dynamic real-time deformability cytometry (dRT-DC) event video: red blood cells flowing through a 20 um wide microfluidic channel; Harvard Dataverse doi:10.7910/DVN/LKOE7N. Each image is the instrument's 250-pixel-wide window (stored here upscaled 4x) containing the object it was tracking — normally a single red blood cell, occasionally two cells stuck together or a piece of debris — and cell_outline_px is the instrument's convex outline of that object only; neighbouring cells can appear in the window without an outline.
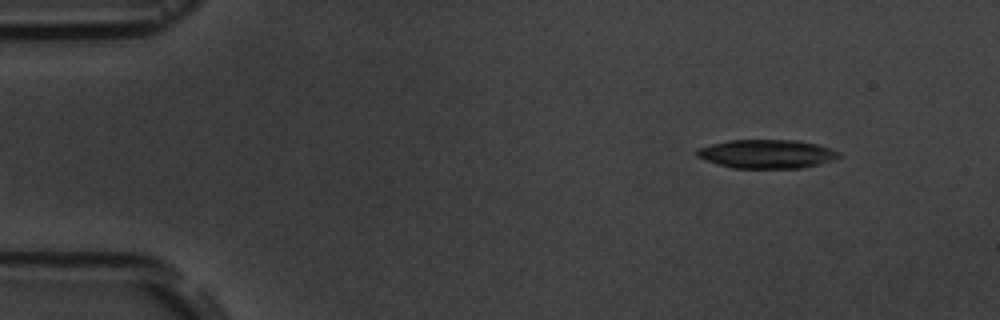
{"species": "common noctule bat (a hibernating species)", "species_latin": "Nyctalus noctula", "temperature_condition": "room temperature", "stored_images_in_passage": 4, "camera_frame_rate_fps": 3000, "um_per_image_px": 0.085, "animal": {"sex": "male", "body_mass_g": 19.5, "forearm_length_mm": 54.6}, "frame": {"image": 1, "passage_image": 1, "time_ms": 0.0, "image_size_px": [1000, 320], "cell_outline_px": [[840, 156], [832, 160], [820, 164], [800, 168], [732, 168], [696, 156], [696, 152], [700, 148], [712, 144], [728, 140], [796, 140], [816, 144], [840, 152]], "centroid_in_image_um": [65.2, 13.08], "position_along_channel_um": 19.8, "area_um2": 23.47}}
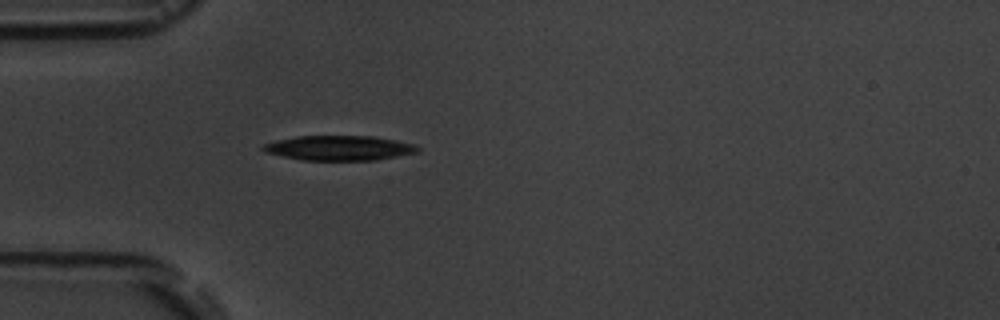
{"frame": {"image": 2, "passage_image": 4, "time_ms": 3.333, "image_size_px": [1000, 320], "cell_outline_px": [[420, 152], [376, 160], [300, 160], [264, 152], [260, 148], [264, 144], [276, 140], [296, 136], [376, 136], [416, 144], [420, 148]], "centroid_in_image_um": [28.85, 12.58], "position_along_channel_um": 56.1, "area_um2": 22.6}}